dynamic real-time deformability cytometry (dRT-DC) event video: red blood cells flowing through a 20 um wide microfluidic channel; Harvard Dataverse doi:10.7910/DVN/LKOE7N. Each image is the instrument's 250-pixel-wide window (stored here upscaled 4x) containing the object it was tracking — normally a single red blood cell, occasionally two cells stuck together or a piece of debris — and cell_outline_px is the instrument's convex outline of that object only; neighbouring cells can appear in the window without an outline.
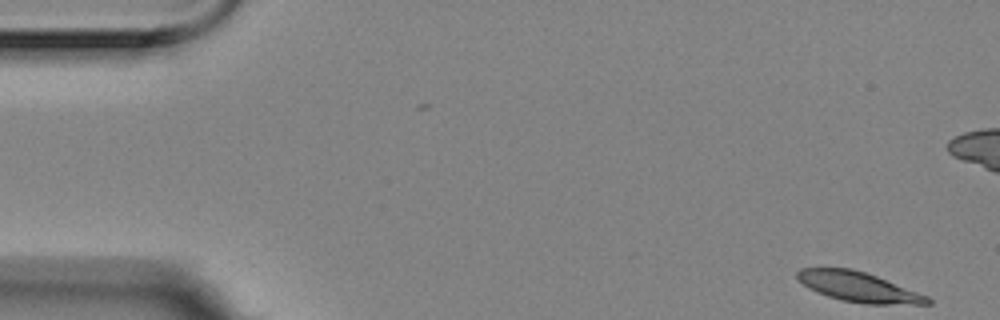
{"species": "Egyptian fruit bat (a non-hibernating species)", "species_latin": "Rousettus aegyptiacus", "temperature_condition": "room temperature", "stored_images_in_passage": 4, "camera_frame_rate_fps": 3000, "um_per_image_px": 0.085, "animal": {"sex": "female"}, "frame": {"image": 1, "passage_image": 1, "time_ms": 0.0, "image_size_px": [1000, 320], "cell_outline_px": [[932, 304], [864, 304], [840, 300], [816, 292], [808, 288], [796, 276], [796, 272], [800, 268], [852, 268], [876, 276], [928, 296], [932, 300]], "centroid_in_image_um": [72.97, 24.39], "position_along_channel_um": 12.0, "area_um2": 22.54}}